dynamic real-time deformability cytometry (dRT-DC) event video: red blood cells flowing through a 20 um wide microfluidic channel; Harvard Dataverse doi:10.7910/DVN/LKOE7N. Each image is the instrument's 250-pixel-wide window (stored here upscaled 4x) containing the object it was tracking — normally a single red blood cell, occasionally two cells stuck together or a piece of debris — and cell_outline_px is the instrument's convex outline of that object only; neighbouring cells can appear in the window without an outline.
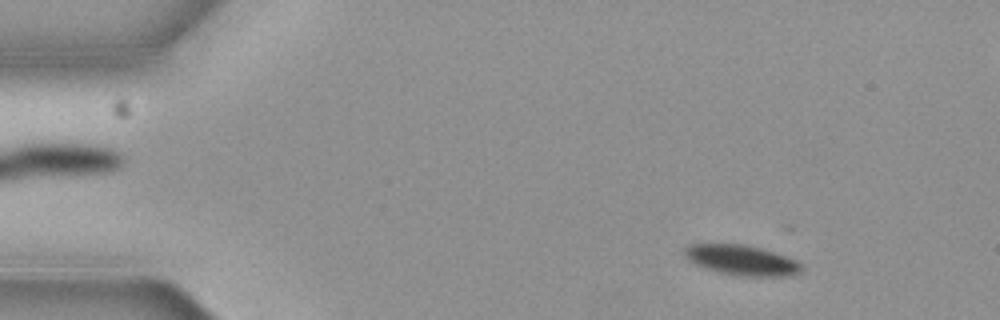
{"species": "common noctule bat (a hibernating species)", "species_latin": "Nyctalus noctula", "temperature_condition": "cold", "stored_images_in_passage": 4, "camera_frame_rate_fps": 3000, "um_per_image_px": 0.085, "animal": {"sex": "female", "body_mass_g": 19.3, "forearm_length_mm": 54.1}, "frame": {"image": 1, "passage_image": 2, "time_ms": 0.333, "image_size_px": [1000, 320], "cell_outline_px": [[804, 268], [800, 272], [792, 276], [740, 276], [720, 272], [704, 268], [688, 260], [684, 256], [684, 248], [688, 244], [744, 244], [760, 248], [796, 260]], "centroid_in_image_um": [63.02, 22.12], "position_along_channel_um": 22.0, "area_um2": 20.52}}